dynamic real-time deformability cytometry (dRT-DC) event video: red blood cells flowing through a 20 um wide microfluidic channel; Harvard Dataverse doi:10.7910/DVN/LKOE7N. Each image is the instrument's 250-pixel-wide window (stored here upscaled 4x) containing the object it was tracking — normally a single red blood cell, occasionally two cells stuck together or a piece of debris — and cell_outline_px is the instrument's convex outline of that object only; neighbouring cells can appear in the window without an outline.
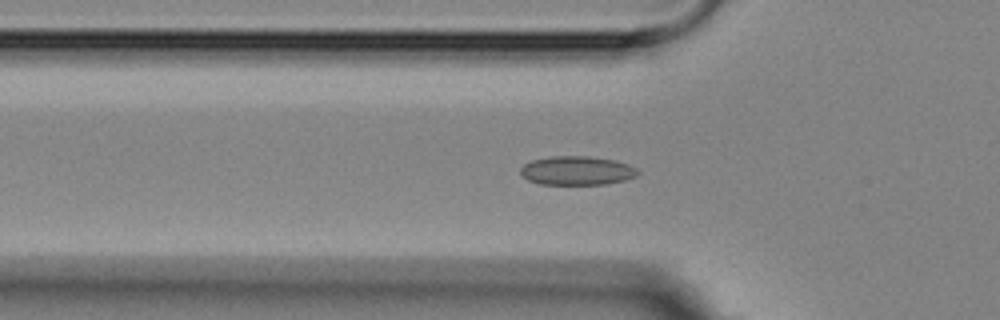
{"species": "Egyptian fruit bat (a non-hibernating species)", "species_latin": "Rousettus aegyptiacus", "temperature_condition": "room temperature", "stored_images_in_passage": 5, "segment_of_instrument_passage": [2, 2], "camera_frame_rate_fps": 3000, "um_per_image_px": 0.085, "animal": {"sex": "female"}, "frame": {"image": 1, "passage_image": 5, "time_ms": 5.667, "image_size_px": [1000, 320], "cell_outline_px": [[640, 172], [636, 176], [624, 180], [604, 184], [540, 184], [528, 180], [520, 172], [520, 168], [524, 164], [532, 160], [552, 156], [588, 156], [616, 160], [628, 164], [636, 168]], "centroid_in_image_um": [49.04, 14.49], "position_along_channel_um": 76.8, "area_um2": 19.71}}